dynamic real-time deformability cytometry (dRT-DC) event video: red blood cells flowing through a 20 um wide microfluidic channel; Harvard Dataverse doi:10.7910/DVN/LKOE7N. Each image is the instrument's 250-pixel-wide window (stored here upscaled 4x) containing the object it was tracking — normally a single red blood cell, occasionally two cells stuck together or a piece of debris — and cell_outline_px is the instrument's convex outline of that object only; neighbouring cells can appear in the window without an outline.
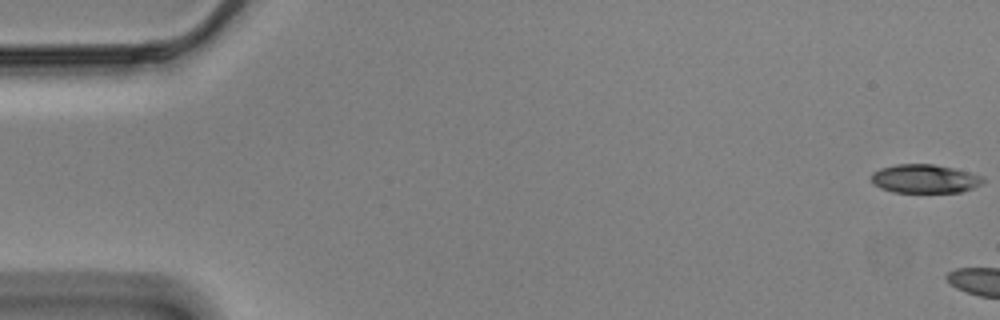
{"species": "Egyptian fruit bat (a non-hibernating species)", "species_latin": "Rousettus aegyptiacus", "temperature_condition": "cold", "stored_images_in_passage": 9, "camera_frame_rate_fps": 3000, "um_per_image_px": 0.085, "animal": {"sex": "male"}, "frame": {"image": 1, "passage_image": 1, "time_ms": 0.0, "image_size_px": [1000, 320], "cell_outline_px": [[984, 180], [980, 184], [972, 188], [960, 192], [892, 192], [880, 188], [872, 184], [872, 172], [880, 168], [896, 164], [932, 164], [952, 168], [984, 176]], "centroid_in_image_um": [78.56, 15.19], "position_along_channel_um": 6.4, "area_um2": 18.61}}